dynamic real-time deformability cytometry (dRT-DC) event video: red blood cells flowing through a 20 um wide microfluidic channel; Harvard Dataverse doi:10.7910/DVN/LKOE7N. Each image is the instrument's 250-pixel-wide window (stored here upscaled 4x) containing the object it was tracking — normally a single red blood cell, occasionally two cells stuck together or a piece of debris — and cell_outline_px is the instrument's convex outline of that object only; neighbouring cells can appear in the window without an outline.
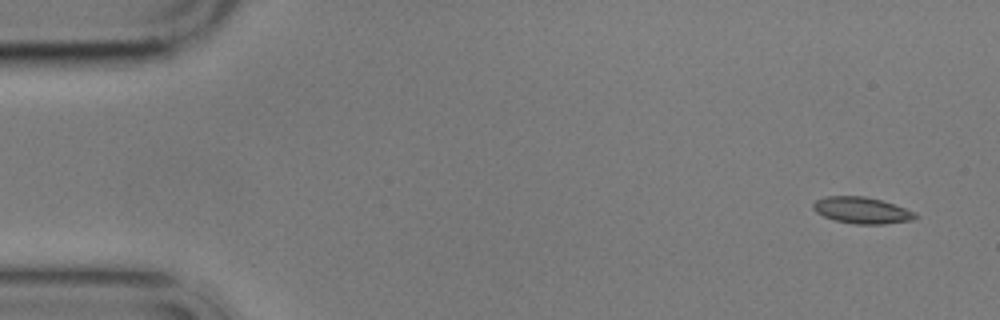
{"species": "common noctule bat (a hibernating species)", "species_latin": "Nyctalus noctula", "temperature_condition": "cold", "stored_images_in_passage": 5, "camera_frame_rate_fps": 3000, "um_per_image_px": 0.085, "animal": {"sex": "male", "body_mass_g": 17.9}, "frame": {"image": 1, "passage_image": 1, "time_ms": 0.0, "image_size_px": [1000, 320], "cell_outline_px": [[920, 216], [912, 220], [884, 224], [856, 224], [836, 220], [824, 216], [816, 212], [812, 208], [812, 204], [816, 200], [828, 196], [864, 196], [880, 200], [916, 212]], "centroid_in_image_um": [73.26, 17.88], "position_along_channel_um": 11.7, "area_um2": 15.61}}
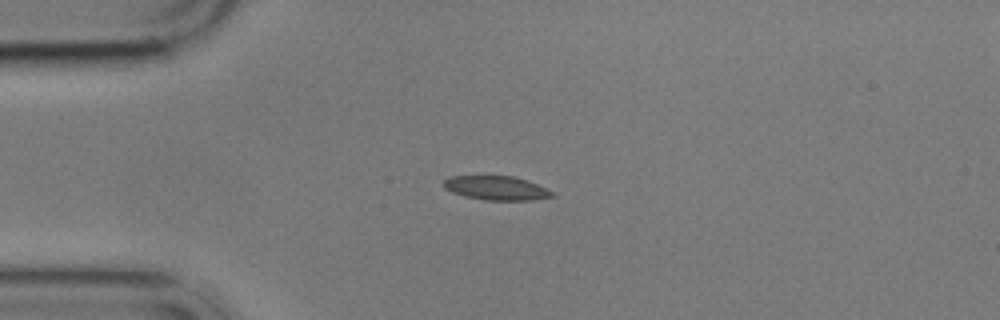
{"frame": {"image": 2, "passage_image": 4, "time_ms": 3.667, "image_size_px": [1000, 320], "cell_outline_px": [[556, 196], [532, 200], [484, 200], [464, 196], [452, 192], [444, 188], [444, 180], [448, 176], [512, 176], [536, 184], [556, 192]], "centroid_in_image_um": [42.2, 15.99], "position_along_channel_um": 42.8, "area_um2": 15.2}}